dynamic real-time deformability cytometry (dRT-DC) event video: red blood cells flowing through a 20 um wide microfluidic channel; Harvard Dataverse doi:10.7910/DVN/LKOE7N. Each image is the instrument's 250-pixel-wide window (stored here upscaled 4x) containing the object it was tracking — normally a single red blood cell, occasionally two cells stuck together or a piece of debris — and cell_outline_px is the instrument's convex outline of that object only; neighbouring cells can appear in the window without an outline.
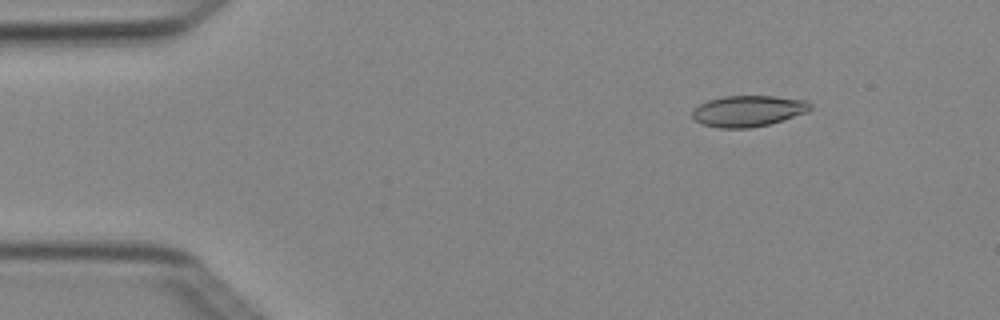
{"species": "Egyptian fruit bat (a non-hibernating species)", "species_latin": "Rousettus aegyptiacus", "temperature_condition": "cold", "stored_images_in_passage": 4, "camera_frame_rate_fps": 3000, "um_per_image_px": 0.085, "animal": {"sex": "female"}, "frame": {"image": 1, "passage_image": 2, "time_ms": 0.333, "image_size_px": [1000, 320], "cell_outline_px": [[812, 108], [808, 112], [768, 124], [752, 128], [720, 128], [700, 124], [692, 116], [692, 112], [700, 104], [708, 100], [724, 96], [772, 96], [808, 100], [812, 104]], "centroid_in_image_um": [63.61, 9.43], "position_along_channel_um": 21.4, "area_um2": 21.39}}